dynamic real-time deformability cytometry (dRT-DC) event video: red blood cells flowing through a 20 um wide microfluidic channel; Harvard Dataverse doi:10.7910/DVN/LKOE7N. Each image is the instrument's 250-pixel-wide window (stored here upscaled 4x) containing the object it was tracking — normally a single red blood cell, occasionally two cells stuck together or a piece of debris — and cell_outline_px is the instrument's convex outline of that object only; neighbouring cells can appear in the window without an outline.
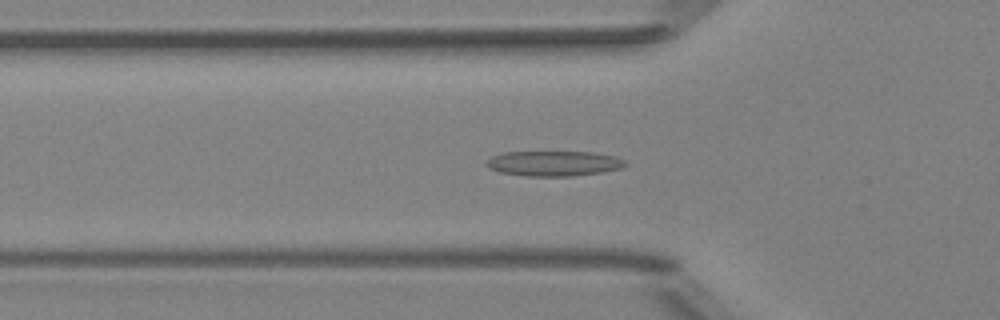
{"species": "Egyptian fruit bat (a non-hibernating species)", "species_latin": "Rousettus aegyptiacus", "temperature_condition": "room temperature", "stored_images_in_passage": 51, "camera_frame_rate_fps": 3000, "um_per_image_px": 0.085, "animal": {"sex": "female"}, "frame": {"image": 1, "passage_image": 17, "time_ms": 5.333, "image_size_px": [1000, 320], "cell_outline_px": [[628, 164], [620, 168], [600, 172], [572, 176], [524, 176], [500, 172], [488, 168], [488, 160], [492, 156], [504, 152], [592, 152], [616, 156], [624, 160]], "centroid_in_image_um": [47.08, 13.89], "position_along_channel_um": 78.7, "area_um2": 20.23}}
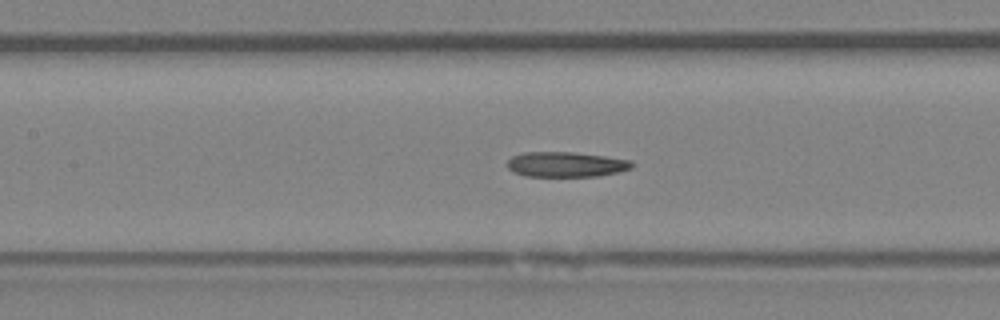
{"frame": {"image": 2, "passage_image": 23, "time_ms": 7.333, "image_size_px": [1000, 320], "cell_outline_px": [[632, 168], [600, 176], [524, 176], [512, 172], [508, 168], [508, 160], [512, 156], [524, 152], [572, 152], [604, 156], [632, 160]], "centroid_in_image_um": [48.08, 13.97], "position_along_channel_um": 159.3, "area_um2": 18.21}}
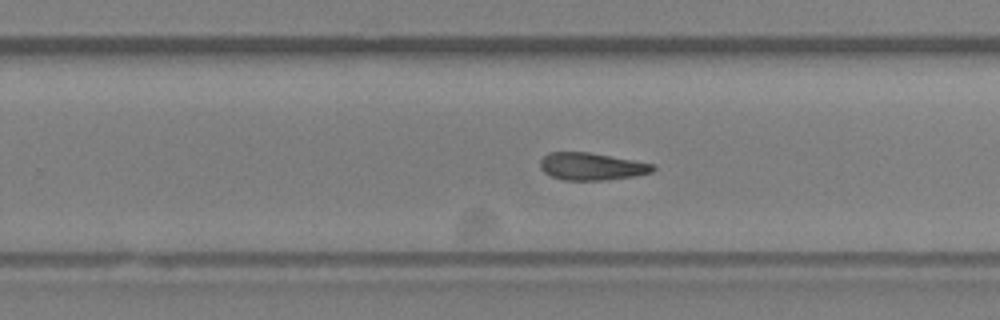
{"frame": {"image": 3, "passage_image": 32, "time_ms": 10.333, "image_size_px": [1000, 320], "cell_outline_px": [[656, 168], [652, 172], [636, 176], [604, 180], [564, 180], [552, 176], [544, 172], [540, 168], [540, 160], [548, 152], [588, 152], [656, 164]], "centroid_in_image_um": [50.3, 14.15], "position_along_channel_um": 279.5, "area_um2": 18.03}, "authors_computed_cell_mechanics": {"area_um2": 18.6116, "velocity_mm_per_s": 4.0374, "shape_relaxation_time_tau1_ms": null, "shape_relaxation_time_tau2_ms": 2.7394, "deformation_change_tau1": null, "deformation_change_tau2": 0.0964}}